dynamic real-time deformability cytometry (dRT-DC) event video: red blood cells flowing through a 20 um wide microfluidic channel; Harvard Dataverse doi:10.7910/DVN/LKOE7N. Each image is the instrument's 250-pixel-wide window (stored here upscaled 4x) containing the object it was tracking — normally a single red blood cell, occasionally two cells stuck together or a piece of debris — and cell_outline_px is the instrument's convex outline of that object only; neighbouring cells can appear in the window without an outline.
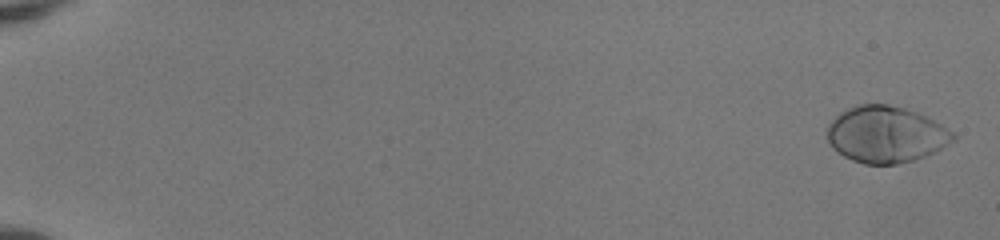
{"species": "human", "species_latin": "Homo sapiens", "temperature_condition": "room temperature", "stored_images_in_passage": 51, "camera_frame_rate_fps": 3000, "um_per_image_px": 0.085, "donor": {"sex": "female"}, "frame": {"image": 1, "passage_image": 2, "time_ms": 0.333, "image_size_px": [1000, 240], "cell_outline_px": [[956, 140], [936, 152], [912, 160], [896, 164], [864, 164], [852, 160], [844, 156], [832, 148], [828, 140], [828, 124], [840, 112], [848, 108], [860, 104], [888, 104], [904, 108], [916, 112], [940, 124], [952, 132], [956, 136]], "centroid_in_image_um": [75.3, 11.43], "position_along_channel_um": 9.7, "area_um2": 41.27}}
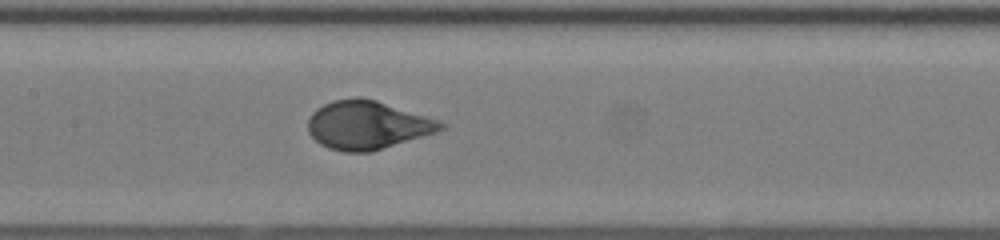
{"frame": {"image": 2, "passage_image": 29, "time_ms": 9.333, "image_size_px": [1000, 240], "cell_outline_px": [[448, 128], [436, 132], [372, 152], [344, 152], [328, 148], [320, 144], [308, 132], [308, 120], [312, 112], [316, 108], [332, 100], [356, 96], [360, 96], [376, 100], [440, 120], [448, 124]], "centroid_in_image_um": [31.24, 10.62], "position_along_channel_um": 176.2, "area_um2": 37.86}}
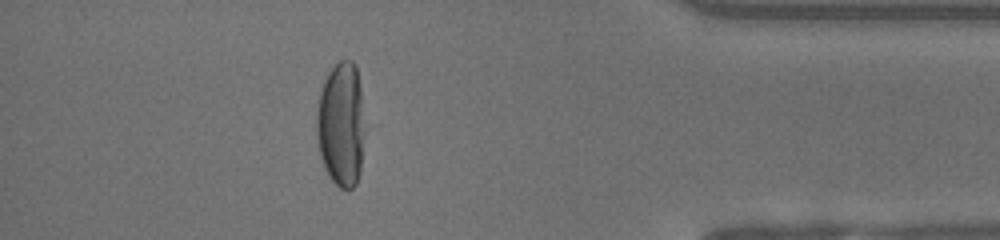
{"frame": {"image": 3, "passage_image": 48, "time_ms": 15.667, "image_size_px": [1000, 240], "cell_outline_px": [[368, 128], [360, 172], [356, 184], [352, 188], [340, 188], [328, 176], [324, 168], [320, 156], [316, 136], [316, 112], [320, 92], [324, 80], [328, 72], [340, 60], [352, 60], [356, 64]], "centroid_in_image_um": [29.05, 10.58], "position_along_channel_um": 406.2, "area_um2": 36.47}, "authors_computed_cell_mechanics": {"area_um2": 38.2636, "velocity_mm_per_s": 4.0737, "shape_relaxation_time_tau1_ms": 2.7865, "shape_relaxation_time_tau2_ms": null, "deformation_change_tau1": 0.1963, "deformation_change_tau2": null}}